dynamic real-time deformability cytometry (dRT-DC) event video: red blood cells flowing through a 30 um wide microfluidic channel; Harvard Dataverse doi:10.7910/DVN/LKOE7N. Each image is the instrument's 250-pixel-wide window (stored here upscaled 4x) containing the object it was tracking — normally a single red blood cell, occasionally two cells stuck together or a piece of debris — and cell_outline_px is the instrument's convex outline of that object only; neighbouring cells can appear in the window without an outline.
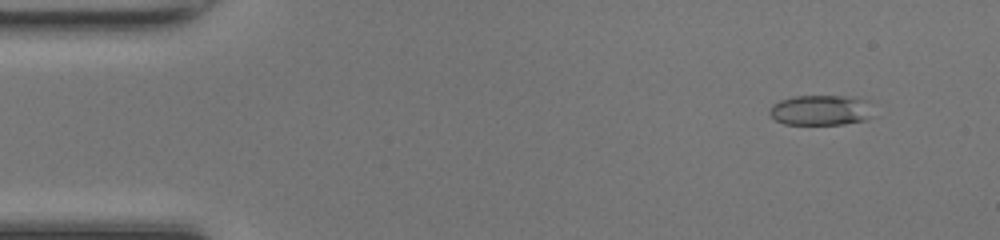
{"species": "common noctule bat (a hibernating species)", "species_latin": "Nyctalus noctula", "temperature_condition": "room temperature", "stored_images_in_passage": 48, "camera_frame_rate_fps": 3000, "um_per_image_px": 0.085, "animal": {"sex": "female", "body_mass_g": 17.0, "forearm_length_mm": 48.0}, "frame": {"image": 1, "passage_image": 4, "time_ms": 1.0, "image_size_px": [1000, 240], "cell_outline_px": [[872, 116], [868, 120], [844, 124], [784, 124], [776, 120], [768, 112], [772, 104], [780, 100], [796, 96], [844, 96], [872, 100]], "centroid_in_image_um": [69.83, 9.36], "position_along_channel_um": 15.2, "area_um2": 18.61}}
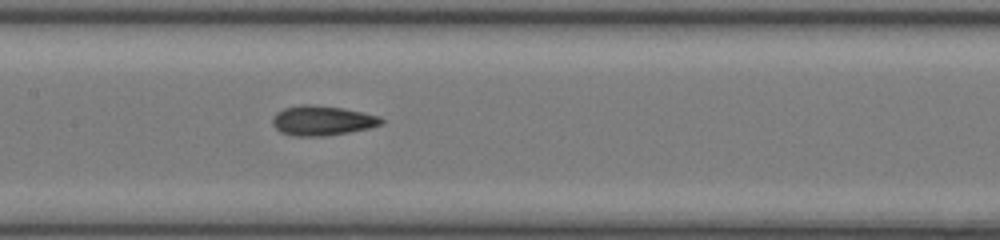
{"frame": {"image": 2, "passage_image": 23, "time_ms": 7.333, "image_size_px": [1000, 240], "cell_outline_px": [[384, 124], [368, 128], [348, 132], [324, 136], [292, 136], [280, 132], [272, 124], [272, 120], [276, 112], [284, 108], [300, 104], [312, 104], [344, 108], [380, 116], [384, 120]], "centroid_in_image_um": [27.38, 10.24], "position_along_channel_um": 180.0, "area_um2": 19.02}}
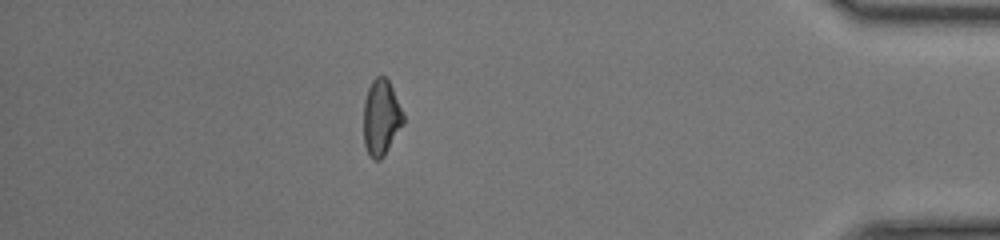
{"frame": {"image": 3, "passage_image": 42, "time_ms": 13.667, "image_size_px": [1000, 240], "cell_outline_px": [[404, 124], [384, 156], [380, 160], [372, 160], [368, 156], [364, 144], [364, 100], [368, 88], [372, 80], [376, 76], [384, 76], [388, 80], [392, 88], [404, 116]], "centroid_in_image_um": [32.39, 10.03], "position_along_channel_um": 402.8, "area_um2": 17.63}, "authors_computed_cell_mechanics": {"area_um2": 18.0047, "velocity_mm_per_s": 4.2999, "shape_relaxation_time_tau1_ms": 5.114, "shape_relaxation_time_tau2_ms": 1.7878, "deformation_change_tau1": 0.1399, "deformation_change_tau2": 0.0792}}